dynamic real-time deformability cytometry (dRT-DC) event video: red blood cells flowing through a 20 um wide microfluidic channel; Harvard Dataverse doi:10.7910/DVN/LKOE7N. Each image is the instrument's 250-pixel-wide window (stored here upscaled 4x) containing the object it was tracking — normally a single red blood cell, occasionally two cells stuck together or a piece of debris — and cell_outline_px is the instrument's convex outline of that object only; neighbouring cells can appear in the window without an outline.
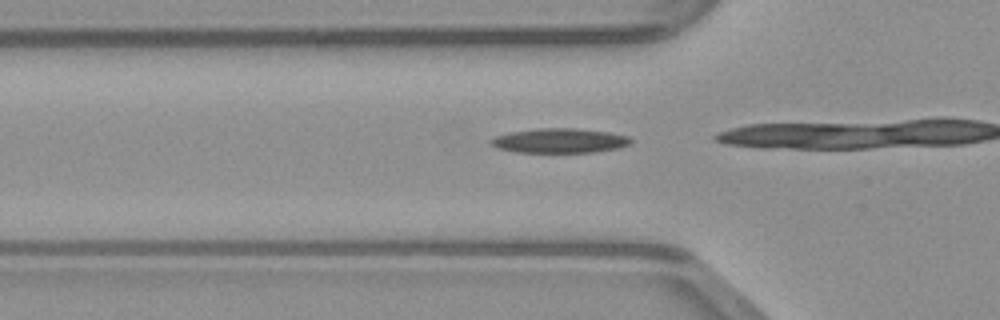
{"species": "common noctule bat (a hibernating species)", "species_latin": "Nyctalus noctula", "temperature_condition": "warm", "stored_images_in_passage": 4, "camera_frame_rate_fps": 3000, "um_per_image_px": 0.085, "animal": {"sex": "male", "body_mass_g": 23.1, "forearm_length_mm": 52.7}, "frame": {"image": 1, "passage_image": 2, "time_ms": 0.333, "image_size_px": [1000, 320], "cell_outline_px": [[632, 144], [616, 148], [592, 152], [516, 152], [500, 148], [488, 144], [488, 140], [496, 136], [512, 132], [536, 128], [576, 128], [608, 132], [628, 136], [632, 140]], "centroid_in_image_um": [47.56, 11.95], "position_along_channel_um": 78.2, "area_um2": 19.94}}